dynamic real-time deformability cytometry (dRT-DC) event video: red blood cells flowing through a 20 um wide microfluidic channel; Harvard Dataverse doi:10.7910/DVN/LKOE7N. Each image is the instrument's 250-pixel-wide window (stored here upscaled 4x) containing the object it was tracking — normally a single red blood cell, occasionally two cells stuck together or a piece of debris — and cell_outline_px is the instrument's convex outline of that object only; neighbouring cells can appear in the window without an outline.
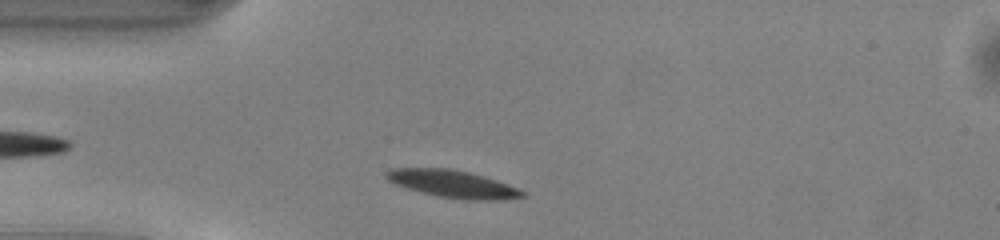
{"species": "common noctule bat (a hibernating species)", "species_latin": "Nyctalus noctula", "temperature_condition": "warm", "stored_images_in_passage": 40, "camera_frame_rate_fps": 3000, "um_per_image_px": 0.085, "animal": {"sex": "male", "body_mass_g": 13.0, "forearm_length_mm": 53.1}, "frame": {"image": 1, "passage_image": 3, "time_ms": 0.667, "image_size_px": [1000, 240], "cell_outline_px": [[524, 196], [504, 200], [472, 200], [440, 196], [420, 192], [396, 184], [388, 180], [384, 176], [384, 172], [388, 168], [448, 168], [468, 172], [484, 176], [496, 180], [516, 188], [524, 192]], "centroid_in_image_um": [38.43, 15.62], "position_along_channel_um": 46.6, "area_um2": 21.5}}
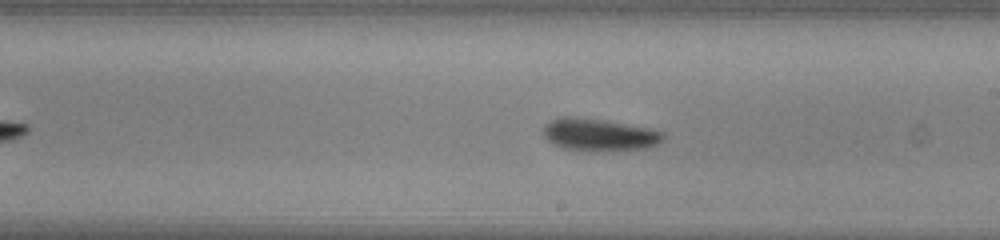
{"frame": {"image": 2, "passage_image": 18, "time_ms": 5.667, "image_size_px": [1000, 240], "cell_outline_px": [[664, 140], [656, 144], [644, 148], [564, 148], [552, 144], [540, 132], [544, 124], [552, 120], [564, 116], [572, 116], [604, 120], [652, 128], [664, 132]], "centroid_in_image_um": [50.89, 11.38], "position_along_channel_um": 238.1, "area_um2": 21.79}}
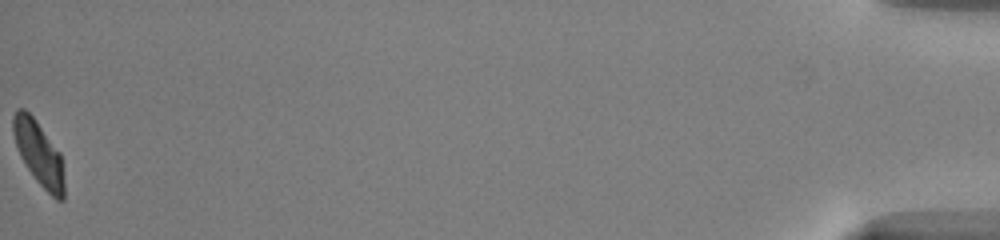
{"frame": {"image": 3, "passage_image": 40, "time_ms": 13.0, "image_size_px": [1000, 240], "cell_outline_px": [[64, 200], [56, 200], [36, 180], [20, 156], [12, 132], [12, 116], [16, 108], [24, 108], [32, 116], [60, 152], [64, 180]], "centroid_in_image_um": [3.28, 13.01], "position_along_channel_um": 431.9, "area_um2": 18.9}, "authors_computed_cell_mechanics": {"area_um2": 21.1837, "velocity_mm_per_s": 4.1223, "shape_relaxation_time_tau1_ms": 2.3122, "shape_relaxation_time_tau2_ms": 4.5926, "deformation_change_tau1": 0.1259, "deformation_change_tau2": 0.1187}}